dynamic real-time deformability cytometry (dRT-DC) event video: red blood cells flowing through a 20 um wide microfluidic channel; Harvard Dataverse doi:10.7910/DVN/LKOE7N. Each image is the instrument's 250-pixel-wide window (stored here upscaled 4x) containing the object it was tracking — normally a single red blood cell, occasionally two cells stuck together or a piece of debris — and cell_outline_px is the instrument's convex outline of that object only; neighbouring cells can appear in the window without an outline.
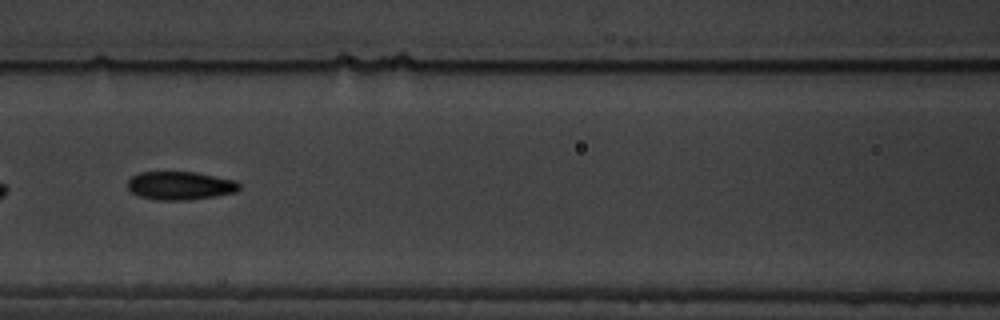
{"species": "common noctule bat (a hibernating species)", "species_latin": "Nyctalus noctula", "temperature_condition": "warm", "stored_images_in_passage": 11, "camera_frame_rate_fps": 3000, "um_per_image_px": 0.085, "animal": {"sex": "male", "body_mass_g": 19.5, "forearm_length_mm": 54.6}, "frame": {"image": 1, "passage_image": 8, "time_ms": 8.0, "image_size_px": [1000, 320], "cell_outline_px": [[240, 188], [236, 192], [216, 196], [188, 200], [156, 200], [140, 196], [132, 192], [128, 188], [128, 180], [132, 176], [140, 172], [196, 172], [236, 180], [240, 184]], "centroid_in_image_um": [15.34, 15.78], "position_along_channel_um": 151.3, "area_um2": 18.5}}
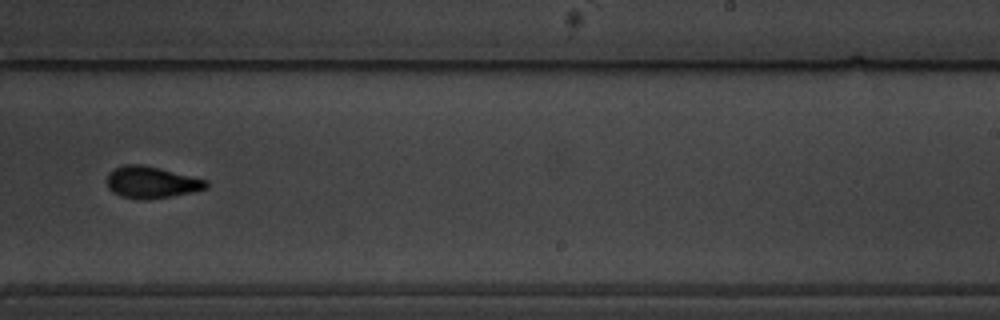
{"frame": {"image": 2, "passage_image": 11, "time_ms": 11.667, "image_size_px": [1000, 320], "cell_outline_px": [[208, 188], [192, 192], [172, 196], [148, 200], [140, 200], [120, 196], [112, 192], [108, 188], [108, 172], [124, 164], [140, 164], [208, 180]], "centroid_in_image_um": [12.86, 15.51], "position_along_channel_um": 276.1, "area_um2": 18.32}}